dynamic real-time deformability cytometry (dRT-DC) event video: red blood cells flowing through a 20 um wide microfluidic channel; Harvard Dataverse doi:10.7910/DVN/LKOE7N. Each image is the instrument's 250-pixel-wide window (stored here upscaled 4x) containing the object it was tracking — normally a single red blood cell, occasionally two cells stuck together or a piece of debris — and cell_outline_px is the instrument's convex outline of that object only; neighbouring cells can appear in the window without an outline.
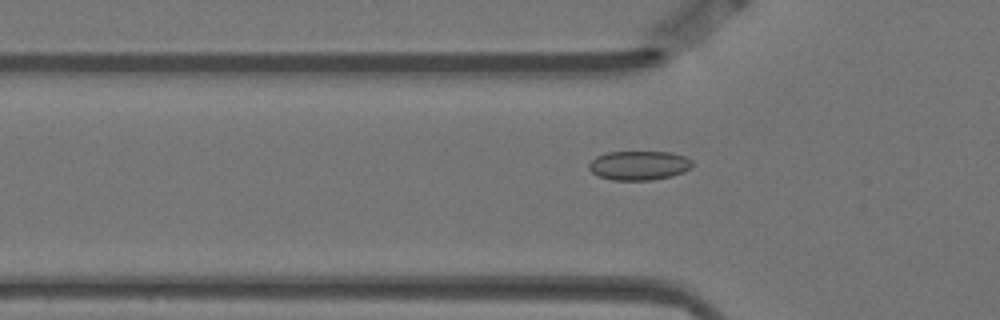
{"species": "Egyptian fruit bat (a non-hibernating species)", "species_latin": "Rousettus aegyptiacus", "temperature_condition": "warm", "stored_images_in_passage": 52, "camera_frame_rate_fps": 3000, "um_per_image_px": 0.085, "animal": {"sex": "female"}, "frame": {"image": 1, "passage_image": 16, "time_ms": 5.0, "image_size_px": [1000, 320], "cell_outline_px": [[692, 168], [684, 172], [672, 176], [652, 180], [612, 180], [600, 176], [592, 172], [588, 168], [588, 164], [596, 156], [608, 152], [672, 152], [684, 156], [692, 160]], "centroid_in_image_um": [54.34, 14.06], "position_along_channel_um": 71.5, "area_um2": 17.69}}
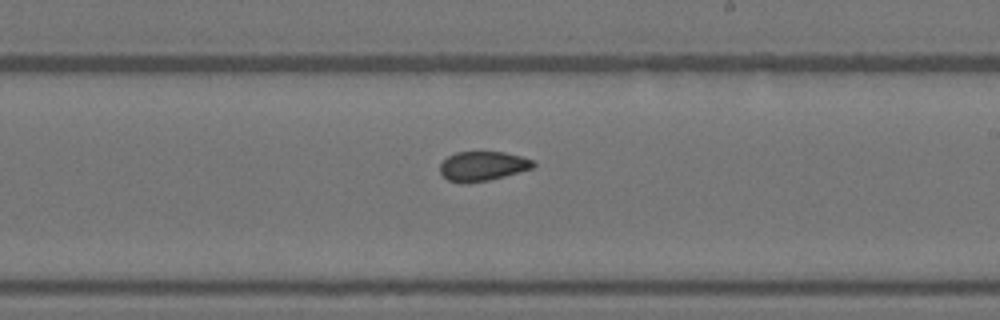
{"frame": {"image": 2, "passage_image": 31, "time_ms": 10.0, "image_size_px": [1000, 320], "cell_outline_px": [[536, 164], [532, 168], [504, 176], [488, 180], [460, 184], [448, 180], [440, 172], [440, 164], [448, 156], [456, 152], [504, 152], [520, 156], [532, 160]], "centroid_in_image_um": [40.99, 14.12], "position_along_channel_um": 248.0, "area_um2": 15.9}}
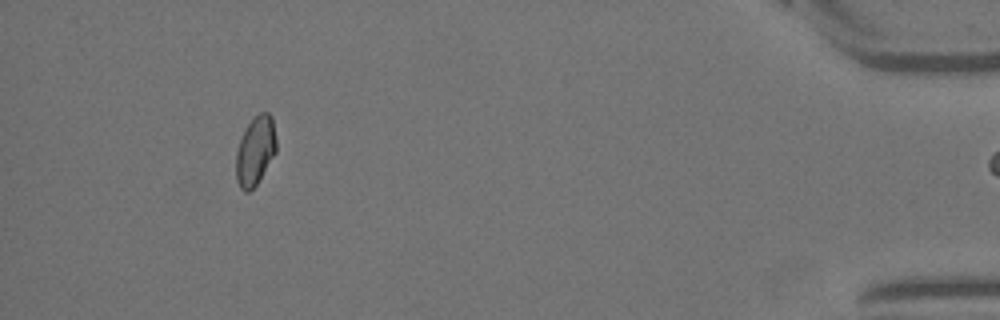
{"frame": {"image": 3, "passage_image": 51, "time_ms": 16.667, "image_size_px": [1000, 320], "cell_outline_px": [[276, 152], [256, 184], [248, 192], [244, 192], [240, 188], [236, 180], [236, 152], [240, 140], [248, 124], [260, 112], [268, 112], [272, 116], [276, 140]], "centroid_in_image_um": [21.7, 12.82], "position_along_channel_um": 413.5, "area_um2": 15.95}}